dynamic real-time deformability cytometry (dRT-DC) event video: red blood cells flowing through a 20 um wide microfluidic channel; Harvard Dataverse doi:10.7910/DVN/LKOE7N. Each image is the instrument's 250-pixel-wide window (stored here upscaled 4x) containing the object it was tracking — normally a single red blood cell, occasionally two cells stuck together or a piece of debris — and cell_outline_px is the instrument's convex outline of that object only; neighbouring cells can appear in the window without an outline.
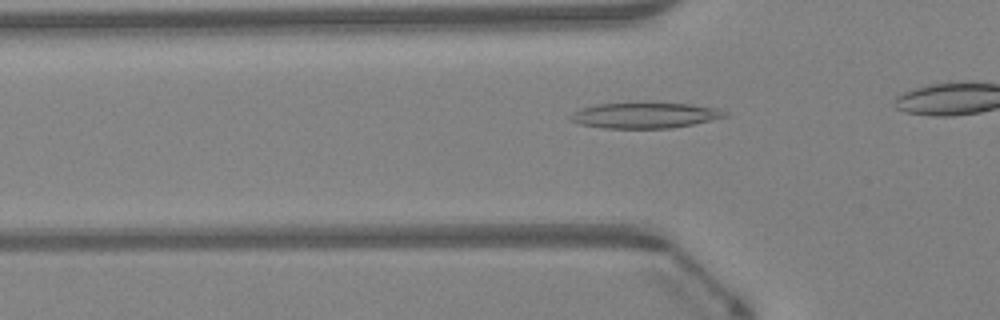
{"species": "Egyptian fruit bat (a non-hibernating species)", "species_latin": "Rousettus aegyptiacus", "temperature_condition": "warm", "stored_images_in_passage": 26, "camera_frame_rate_fps": 3000, "um_per_image_px": 0.085, "animal": {"sex": "female"}, "frame": {"image": 1, "passage_image": 4, "time_ms": 1.0, "image_size_px": [1000, 320], "cell_outline_px": [[728, 116], [692, 124], [672, 128], [604, 128], [580, 124], [568, 120], [568, 116], [572, 112], [580, 108], [596, 104], [644, 100], [688, 104], [720, 108], [728, 112]], "centroid_in_image_um": [54.78, 9.76], "position_along_channel_um": 71.0, "area_um2": 24.16}}
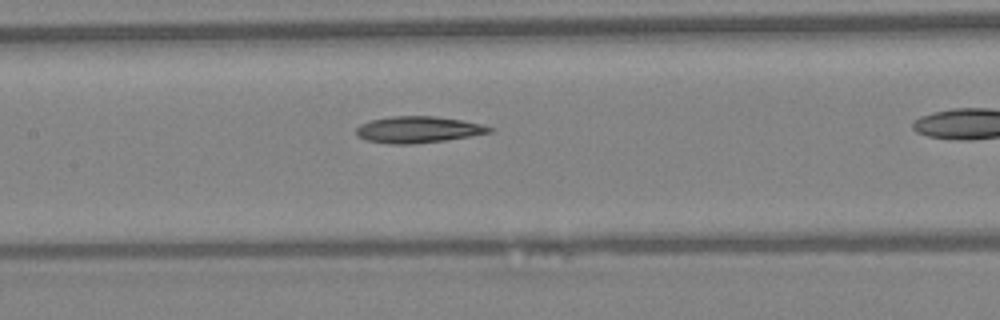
{"frame": {"image": 2, "passage_image": 11, "time_ms": 3.333, "image_size_px": [1000, 320], "cell_outline_px": [[496, 128], [492, 132], [472, 136], [444, 140], [412, 144], [392, 144], [368, 140], [356, 136], [356, 128], [360, 124], [372, 120], [392, 116], [436, 116], [484, 124]], "centroid_in_image_um": [35.58, 11.01], "position_along_channel_um": 171.8, "area_um2": 20.58}}
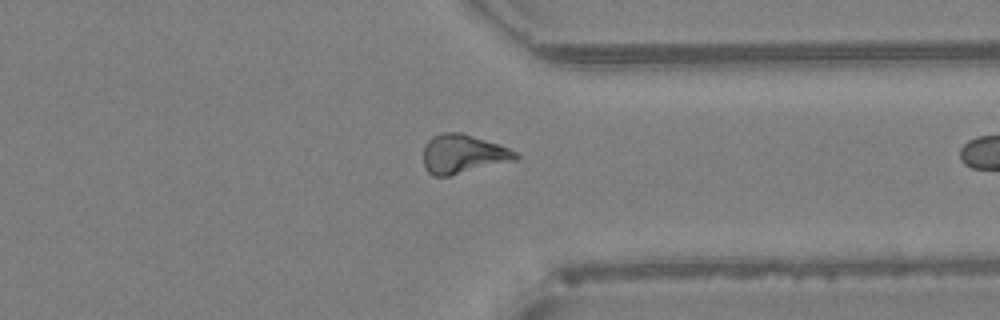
{"frame": {"image": 3, "passage_image": 25, "time_ms": 8.0, "image_size_px": [1000, 320], "cell_outline_px": [[520, 156], [516, 160], [452, 176], [432, 176], [424, 168], [424, 144], [432, 136], [440, 132], [460, 132], [508, 148], [516, 152]], "centroid_in_image_um": [39.32, 13.11], "position_along_channel_um": 372.1, "area_um2": 21.04}}